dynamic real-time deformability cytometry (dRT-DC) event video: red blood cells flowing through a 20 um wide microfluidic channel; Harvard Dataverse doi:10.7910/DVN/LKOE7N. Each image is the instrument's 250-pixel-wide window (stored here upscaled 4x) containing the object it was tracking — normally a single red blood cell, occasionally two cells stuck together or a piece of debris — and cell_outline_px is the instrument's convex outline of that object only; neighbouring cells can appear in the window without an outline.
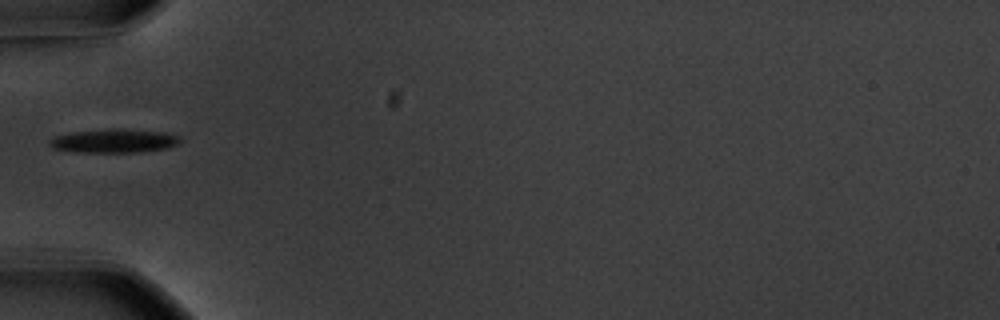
{"species": "common noctule bat (a hibernating species)", "species_latin": "Nyctalus noctula", "temperature_condition": "warm", "stored_images_in_passage": 15, "camera_frame_rate_fps": 3000, "um_per_image_px": 0.085, "animal": {"sex": "male", "body_mass_g": 20.1, "forearm_length_mm": 53.5}, "frame": {"image": 1, "passage_image": 1, "time_ms": 0.0, "image_size_px": [1000, 320], "cell_outline_px": [[184, 140], [180, 144], [164, 148], [136, 152], [76, 152], [52, 148], [48, 144], [56, 136], [72, 132], [120, 128], [164, 132], [180, 136]], "centroid_in_image_um": [9.75, 11.97], "position_along_channel_um": 75.2, "area_um2": 17.98}}